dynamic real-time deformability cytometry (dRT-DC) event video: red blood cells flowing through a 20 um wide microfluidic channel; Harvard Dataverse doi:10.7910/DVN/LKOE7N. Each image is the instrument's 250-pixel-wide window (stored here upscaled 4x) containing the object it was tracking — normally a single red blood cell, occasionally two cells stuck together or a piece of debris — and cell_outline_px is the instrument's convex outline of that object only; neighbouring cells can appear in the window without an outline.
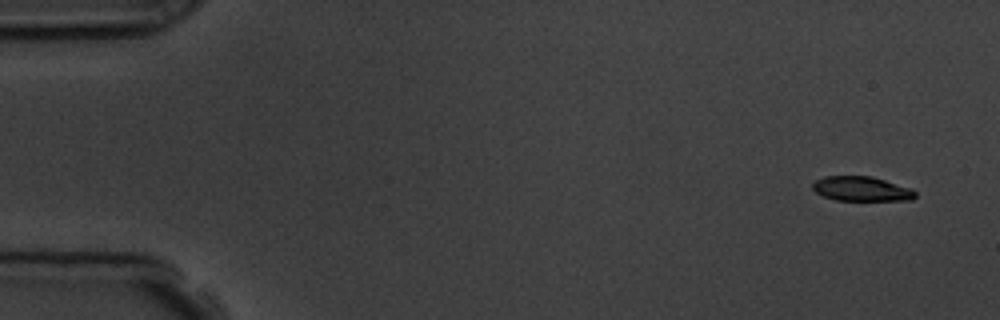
{"species": "common noctule bat (a hibernating species)", "species_latin": "Nyctalus noctula", "temperature_condition": "room temperature", "stored_images_in_passage": 16, "camera_frame_rate_fps": 3000, "um_per_image_px": 0.085, "animal": {"sex": "male", "body_mass_g": 19.5, "forearm_length_mm": 54.6}, "frame": {"image": 1, "passage_image": 1, "time_ms": 0.0, "image_size_px": [1000, 320], "cell_outline_px": [[916, 196], [912, 200], [836, 200], [824, 196], [816, 192], [812, 188], [812, 184], [816, 180], [824, 176], [872, 176], [912, 188], [916, 192]], "centroid_in_image_um": [73.25, 16.04], "position_along_channel_um": 11.8, "area_um2": 14.74}}
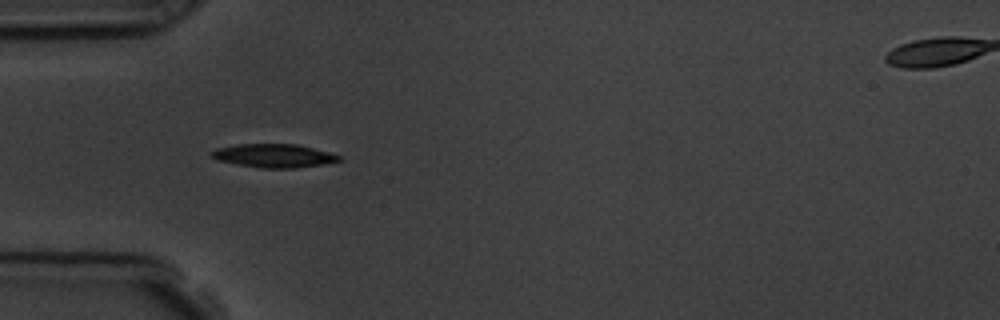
{"frame": {"image": 2, "passage_image": 5, "time_ms": 4.667, "image_size_px": [1000, 320], "cell_outline_px": [[344, 160], [324, 164], [296, 168], [260, 168], [236, 164], [216, 160], [208, 156], [208, 152], [216, 148], [236, 144], [296, 144], [328, 152], [340, 156]], "centroid_in_image_um": [23.21, 13.24], "position_along_channel_um": 61.8, "area_um2": 17.69}}
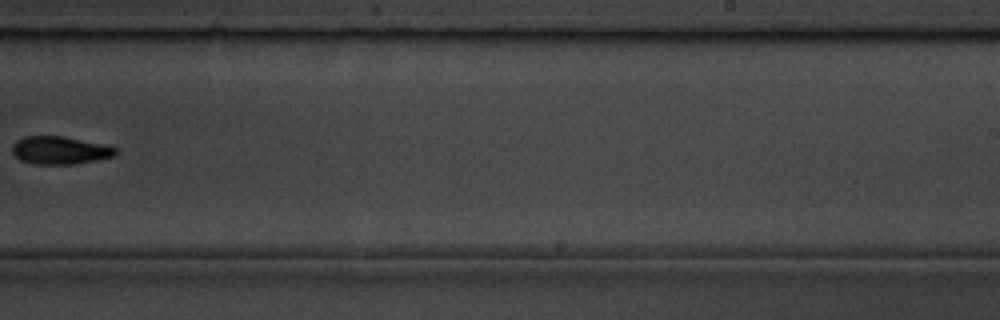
{"frame": {"image": 3, "passage_image": 10, "time_ms": 10.667, "image_size_px": [1000, 320], "cell_outline_px": [[116, 152], [112, 156], [96, 160], [72, 164], [32, 164], [20, 160], [12, 152], [12, 144], [16, 140], [24, 136], [64, 136], [100, 144], [116, 148]], "centroid_in_image_um": [5.01, 12.77], "position_along_channel_um": 284.0, "area_um2": 16.59}, "authors_computed_cell_mechanics": {"area_um2": 16.473, "velocity_mm_per_s": 3.7544, "shape_relaxation_time_tau1_ms": 2.9164, "shape_relaxation_time_tau2_ms": null, "deformation_change_tau1": 0.0999, "deformation_change_tau2": null}}